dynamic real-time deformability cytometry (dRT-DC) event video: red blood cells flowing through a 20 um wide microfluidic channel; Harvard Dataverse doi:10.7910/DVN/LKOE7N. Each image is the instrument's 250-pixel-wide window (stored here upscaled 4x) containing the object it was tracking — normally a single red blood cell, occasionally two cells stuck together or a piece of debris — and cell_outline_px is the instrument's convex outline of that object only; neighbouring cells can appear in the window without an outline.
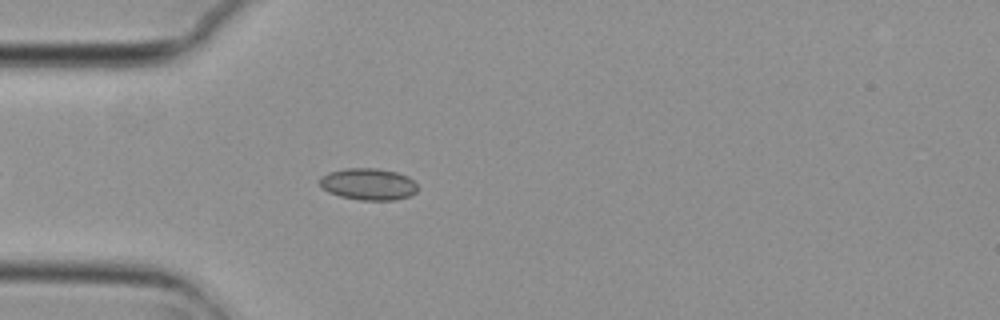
{"species": "common noctule bat (a hibernating species)", "species_latin": "Nyctalus noctula", "temperature_condition": "cold", "stored_images_in_passage": 4, "camera_frame_rate_fps": 3000, "um_per_image_px": 0.085, "animal": {"sex": "female", "body_mass_g": 29.2, "forearm_length_mm": 56.3}, "frame": {"image": 1, "passage_image": 4, "time_ms": 1.0, "image_size_px": [1000, 320], "cell_outline_px": [[416, 192], [408, 196], [396, 200], [360, 200], [340, 196], [328, 192], [320, 188], [320, 176], [328, 172], [348, 168], [376, 168], [396, 172], [408, 176], [416, 184]], "centroid_in_image_um": [31.27, 15.65], "position_along_channel_um": 53.7, "area_um2": 18.15}}